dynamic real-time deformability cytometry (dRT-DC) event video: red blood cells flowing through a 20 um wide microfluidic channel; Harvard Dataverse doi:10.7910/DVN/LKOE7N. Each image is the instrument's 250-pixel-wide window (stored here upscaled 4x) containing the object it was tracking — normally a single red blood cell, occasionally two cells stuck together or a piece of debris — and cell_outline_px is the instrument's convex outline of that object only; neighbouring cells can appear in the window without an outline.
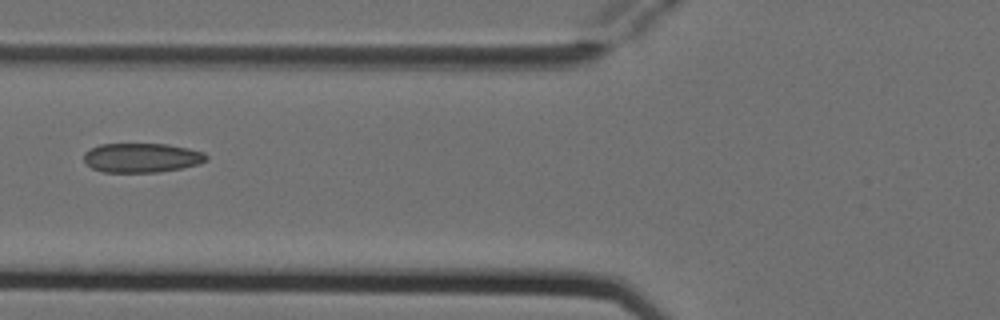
{"species": "Egyptian fruit bat (a non-hibernating species)", "species_latin": "Rousettus aegyptiacus", "temperature_condition": "cold", "stored_images_in_passage": 4, "camera_frame_rate_fps": 3000, "um_per_image_px": 0.085, "animal": {"sex": "female"}, "frame": {"image": 1, "passage_image": 4, "time_ms": 1.0, "image_size_px": [1000, 320], "cell_outline_px": [[208, 160], [200, 164], [160, 172], [104, 172], [92, 168], [84, 160], [84, 152], [100, 144], [168, 144], [188, 148], [204, 152], [208, 156]], "centroid_in_image_um": [12.08, 13.41], "position_along_channel_um": 113.7, "area_um2": 20.98}}